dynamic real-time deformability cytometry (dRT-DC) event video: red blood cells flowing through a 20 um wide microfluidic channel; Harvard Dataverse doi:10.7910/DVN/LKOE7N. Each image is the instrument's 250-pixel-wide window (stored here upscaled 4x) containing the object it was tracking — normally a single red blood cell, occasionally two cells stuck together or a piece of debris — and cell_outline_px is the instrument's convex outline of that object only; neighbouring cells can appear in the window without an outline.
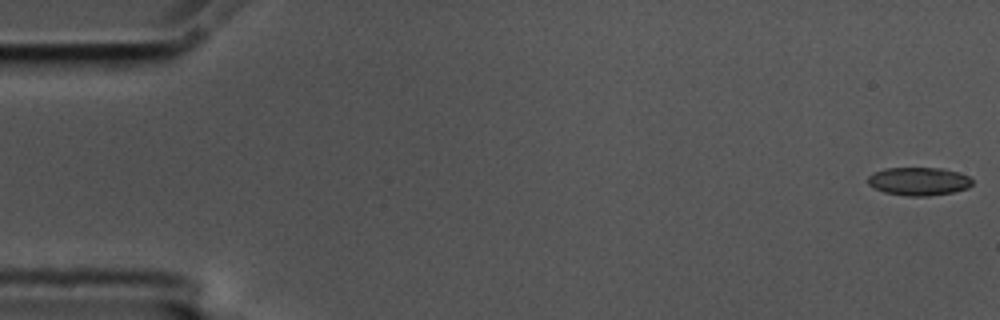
{"species": "common noctule bat (a hibernating species)", "species_latin": "Nyctalus noctula", "temperature_condition": "cold", "stored_images_in_passage": 57, "camera_frame_rate_fps": 3000, "um_per_image_px": 0.085, "animal": {"sex": "male", "body_mass_g": 17.5, "forearm_length_mm": 52.3}, "frame": {"image": 1, "passage_image": 1, "time_ms": 0.0, "image_size_px": [1000, 320], "cell_outline_px": [[972, 184], [968, 188], [952, 192], [928, 196], [908, 196], [884, 192], [868, 184], [868, 176], [872, 172], [884, 168], [944, 168], [968, 176], [972, 180]], "centroid_in_image_um": [78.07, 15.4], "position_along_channel_um": 6.9, "area_um2": 17.11}}
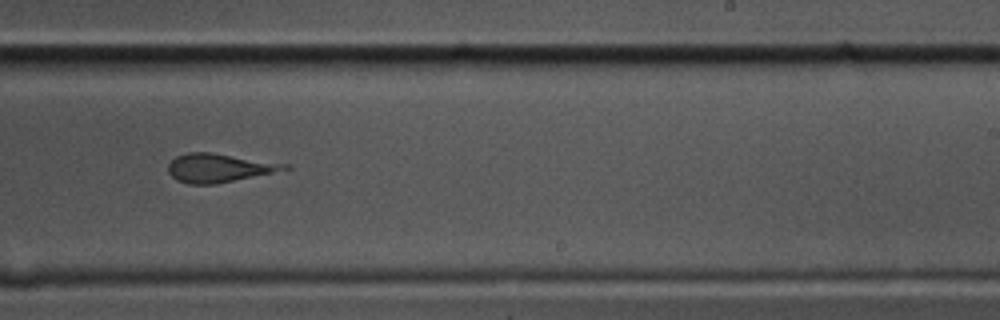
{"frame": {"image": 2, "passage_image": 35, "time_ms": 11.333, "image_size_px": [1000, 320], "cell_outline_px": [[292, 168], [216, 184], [188, 184], [176, 180], [168, 172], [168, 164], [176, 156], [188, 152], [212, 152], [292, 164]], "centroid_in_image_um": [18.63, 14.26], "position_along_channel_um": 270.4, "area_um2": 19.54}}
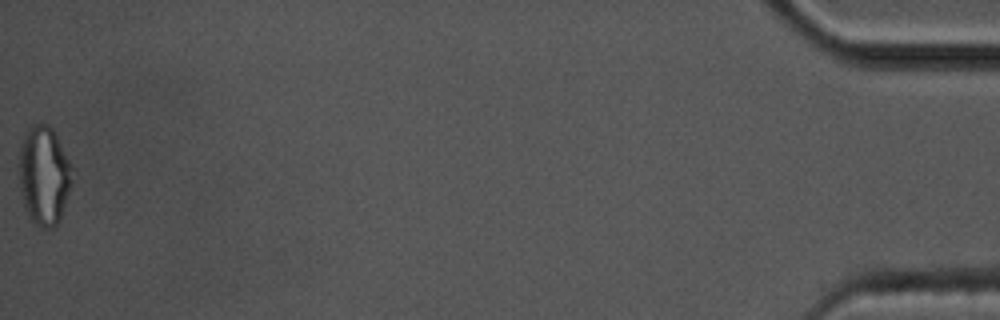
{"frame": {"image": 3, "passage_image": 57, "time_ms": 18.667, "image_size_px": [1000, 320], "cell_outline_px": [[72, 184], [60, 220], [52, 228], [44, 228], [36, 224], [28, 216], [24, 208], [20, 192], [20, 144], [24, 132], [32, 124], [48, 124], [52, 128], [72, 164]], "centroid_in_image_um": [3.75, 14.91], "position_along_channel_um": 431.5, "area_um2": 30.87}, "authors_computed_cell_mechanics": {"area_um2": 18.9584, "velocity_mm_per_s": 3.5576, "shape_relaxation_time_tau1_ms": null, "shape_relaxation_time_tau2_ms": 1.8735, "deformation_change_tau1": null, "deformation_change_tau2": 0.1042}}